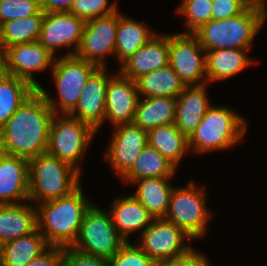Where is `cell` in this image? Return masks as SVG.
Wrapping results in <instances>:
<instances>
[{
    "label": "cell",
    "mask_w": 267,
    "mask_h": 266,
    "mask_svg": "<svg viewBox=\"0 0 267 266\" xmlns=\"http://www.w3.org/2000/svg\"><path fill=\"white\" fill-rule=\"evenodd\" d=\"M247 125L244 117L232 108L211 105L188 138V147L195 154L226 150L243 140Z\"/></svg>",
    "instance_id": "cell-4"
},
{
    "label": "cell",
    "mask_w": 267,
    "mask_h": 266,
    "mask_svg": "<svg viewBox=\"0 0 267 266\" xmlns=\"http://www.w3.org/2000/svg\"><path fill=\"white\" fill-rule=\"evenodd\" d=\"M112 135L104 159L109 161L113 171L122 178L148 144L147 131L133 123L121 124L115 126Z\"/></svg>",
    "instance_id": "cell-15"
},
{
    "label": "cell",
    "mask_w": 267,
    "mask_h": 266,
    "mask_svg": "<svg viewBox=\"0 0 267 266\" xmlns=\"http://www.w3.org/2000/svg\"><path fill=\"white\" fill-rule=\"evenodd\" d=\"M54 112L36 90L0 128L2 153L32 159L46 153Z\"/></svg>",
    "instance_id": "cell-1"
},
{
    "label": "cell",
    "mask_w": 267,
    "mask_h": 266,
    "mask_svg": "<svg viewBox=\"0 0 267 266\" xmlns=\"http://www.w3.org/2000/svg\"><path fill=\"white\" fill-rule=\"evenodd\" d=\"M139 98L173 97L176 98L184 89L179 75L167 65L146 73L135 80Z\"/></svg>",
    "instance_id": "cell-28"
},
{
    "label": "cell",
    "mask_w": 267,
    "mask_h": 266,
    "mask_svg": "<svg viewBox=\"0 0 267 266\" xmlns=\"http://www.w3.org/2000/svg\"><path fill=\"white\" fill-rule=\"evenodd\" d=\"M41 8L46 12H68L76 0H40Z\"/></svg>",
    "instance_id": "cell-41"
},
{
    "label": "cell",
    "mask_w": 267,
    "mask_h": 266,
    "mask_svg": "<svg viewBox=\"0 0 267 266\" xmlns=\"http://www.w3.org/2000/svg\"><path fill=\"white\" fill-rule=\"evenodd\" d=\"M36 91L28 82L8 75L0 84V128Z\"/></svg>",
    "instance_id": "cell-32"
},
{
    "label": "cell",
    "mask_w": 267,
    "mask_h": 266,
    "mask_svg": "<svg viewBox=\"0 0 267 266\" xmlns=\"http://www.w3.org/2000/svg\"><path fill=\"white\" fill-rule=\"evenodd\" d=\"M48 247L47 241L36 229L0 246V266H26Z\"/></svg>",
    "instance_id": "cell-25"
},
{
    "label": "cell",
    "mask_w": 267,
    "mask_h": 266,
    "mask_svg": "<svg viewBox=\"0 0 267 266\" xmlns=\"http://www.w3.org/2000/svg\"><path fill=\"white\" fill-rule=\"evenodd\" d=\"M176 167L155 148L146 145L134 161L132 168L121 178L125 183H132L144 177L171 178L176 174Z\"/></svg>",
    "instance_id": "cell-29"
},
{
    "label": "cell",
    "mask_w": 267,
    "mask_h": 266,
    "mask_svg": "<svg viewBox=\"0 0 267 266\" xmlns=\"http://www.w3.org/2000/svg\"><path fill=\"white\" fill-rule=\"evenodd\" d=\"M208 261L204 254L192 249L179 257L157 261L155 266H210Z\"/></svg>",
    "instance_id": "cell-39"
},
{
    "label": "cell",
    "mask_w": 267,
    "mask_h": 266,
    "mask_svg": "<svg viewBox=\"0 0 267 266\" xmlns=\"http://www.w3.org/2000/svg\"><path fill=\"white\" fill-rule=\"evenodd\" d=\"M118 25V11L107 16L97 17L85 22L83 35L75 56L97 65L106 67V55L115 51Z\"/></svg>",
    "instance_id": "cell-12"
},
{
    "label": "cell",
    "mask_w": 267,
    "mask_h": 266,
    "mask_svg": "<svg viewBox=\"0 0 267 266\" xmlns=\"http://www.w3.org/2000/svg\"><path fill=\"white\" fill-rule=\"evenodd\" d=\"M81 185L70 194L36 204L37 230L49 246L71 247L85 214L93 205Z\"/></svg>",
    "instance_id": "cell-2"
},
{
    "label": "cell",
    "mask_w": 267,
    "mask_h": 266,
    "mask_svg": "<svg viewBox=\"0 0 267 266\" xmlns=\"http://www.w3.org/2000/svg\"><path fill=\"white\" fill-rule=\"evenodd\" d=\"M206 195L205 186L199 189L193 180L186 187L174 186L164 219L183 229L193 239L201 238L213 216L206 206Z\"/></svg>",
    "instance_id": "cell-8"
},
{
    "label": "cell",
    "mask_w": 267,
    "mask_h": 266,
    "mask_svg": "<svg viewBox=\"0 0 267 266\" xmlns=\"http://www.w3.org/2000/svg\"><path fill=\"white\" fill-rule=\"evenodd\" d=\"M169 65L185 86L207 84L206 51L193 33L169 34Z\"/></svg>",
    "instance_id": "cell-10"
},
{
    "label": "cell",
    "mask_w": 267,
    "mask_h": 266,
    "mask_svg": "<svg viewBox=\"0 0 267 266\" xmlns=\"http://www.w3.org/2000/svg\"><path fill=\"white\" fill-rule=\"evenodd\" d=\"M108 213L93 204L85 214L77 238L71 247L106 260L113 257L127 241L117 231L111 214Z\"/></svg>",
    "instance_id": "cell-9"
},
{
    "label": "cell",
    "mask_w": 267,
    "mask_h": 266,
    "mask_svg": "<svg viewBox=\"0 0 267 266\" xmlns=\"http://www.w3.org/2000/svg\"><path fill=\"white\" fill-rule=\"evenodd\" d=\"M169 65V35H155L120 67V72L132 80Z\"/></svg>",
    "instance_id": "cell-19"
},
{
    "label": "cell",
    "mask_w": 267,
    "mask_h": 266,
    "mask_svg": "<svg viewBox=\"0 0 267 266\" xmlns=\"http://www.w3.org/2000/svg\"><path fill=\"white\" fill-rule=\"evenodd\" d=\"M34 206V207H33ZM37 229L35 205L26 202L0 205V246Z\"/></svg>",
    "instance_id": "cell-21"
},
{
    "label": "cell",
    "mask_w": 267,
    "mask_h": 266,
    "mask_svg": "<svg viewBox=\"0 0 267 266\" xmlns=\"http://www.w3.org/2000/svg\"><path fill=\"white\" fill-rule=\"evenodd\" d=\"M108 266H155L156 262L146 255L136 244L127 242L113 257Z\"/></svg>",
    "instance_id": "cell-36"
},
{
    "label": "cell",
    "mask_w": 267,
    "mask_h": 266,
    "mask_svg": "<svg viewBox=\"0 0 267 266\" xmlns=\"http://www.w3.org/2000/svg\"><path fill=\"white\" fill-rule=\"evenodd\" d=\"M36 14H44L40 0H0V25Z\"/></svg>",
    "instance_id": "cell-34"
},
{
    "label": "cell",
    "mask_w": 267,
    "mask_h": 266,
    "mask_svg": "<svg viewBox=\"0 0 267 266\" xmlns=\"http://www.w3.org/2000/svg\"><path fill=\"white\" fill-rule=\"evenodd\" d=\"M147 139L148 145L155 148L176 167L189 149L188 138L177 129L174 123L157 126L147 131Z\"/></svg>",
    "instance_id": "cell-30"
},
{
    "label": "cell",
    "mask_w": 267,
    "mask_h": 266,
    "mask_svg": "<svg viewBox=\"0 0 267 266\" xmlns=\"http://www.w3.org/2000/svg\"><path fill=\"white\" fill-rule=\"evenodd\" d=\"M263 24L262 5L251 3L239 15L222 20L211 19L193 34L205 51L249 49Z\"/></svg>",
    "instance_id": "cell-3"
},
{
    "label": "cell",
    "mask_w": 267,
    "mask_h": 266,
    "mask_svg": "<svg viewBox=\"0 0 267 266\" xmlns=\"http://www.w3.org/2000/svg\"><path fill=\"white\" fill-rule=\"evenodd\" d=\"M140 234L137 241L140 243L136 245L155 262L179 257L193 249L184 242L193 238L164 218L154 219Z\"/></svg>",
    "instance_id": "cell-11"
},
{
    "label": "cell",
    "mask_w": 267,
    "mask_h": 266,
    "mask_svg": "<svg viewBox=\"0 0 267 266\" xmlns=\"http://www.w3.org/2000/svg\"><path fill=\"white\" fill-rule=\"evenodd\" d=\"M0 56L3 58L10 76L28 82L36 90L41 88L32 73L53 66L55 57L39 41L18 44L6 48Z\"/></svg>",
    "instance_id": "cell-13"
},
{
    "label": "cell",
    "mask_w": 267,
    "mask_h": 266,
    "mask_svg": "<svg viewBox=\"0 0 267 266\" xmlns=\"http://www.w3.org/2000/svg\"><path fill=\"white\" fill-rule=\"evenodd\" d=\"M176 98H139L133 124L149 131L154 127L175 123Z\"/></svg>",
    "instance_id": "cell-23"
},
{
    "label": "cell",
    "mask_w": 267,
    "mask_h": 266,
    "mask_svg": "<svg viewBox=\"0 0 267 266\" xmlns=\"http://www.w3.org/2000/svg\"><path fill=\"white\" fill-rule=\"evenodd\" d=\"M156 34L145 24L118 12V25L114 55L120 65Z\"/></svg>",
    "instance_id": "cell-27"
},
{
    "label": "cell",
    "mask_w": 267,
    "mask_h": 266,
    "mask_svg": "<svg viewBox=\"0 0 267 266\" xmlns=\"http://www.w3.org/2000/svg\"><path fill=\"white\" fill-rule=\"evenodd\" d=\"M139 94L136 82L120 71L111 75L106 88V111L104 122L113 126L131 124L134 119Z\"/></svg>",
    "instance_id": "cell-16"
},
{
    "label": "cell",
    "mask_w": 267,
    "mask_h": 266,
    "mask_svg": "<svg viewBox=\"0 0 267 266\" xmlns=\"http://www.w3.org/2000/svg\"><path fill=\"white\" fill-rule=\"evenodd\" d=\"M81 173L48 153L29 159V203L66 196L80 184Z\"/></svg>",
    "instance_id": "cell-5"
},
{
    "label": "cell",
    "mask_w": 267,
    "mask_h": 266,
    "mask_svg": "<svg viewBox=\"0 0 267 266\" xmlns=\"http://www.w3.org/2000/svg\"><path fill=\"white\" fill-rule=\"evenodd\" d=\"M106 67L98 68L87 80L75 108L68 114L86 122L98 131L104 123L106 111V88L109 74Z\"/></svg>",
    "instance_id": "cell-17"
},
{
    "label": "cell",
    "mask_w": 267,
    "mask_h": 266,
    "mask_svg": "<svg viewBox=\"0 0 267 266\" xmlns=\"http://www.w3.org/2000/svg\"><path fill=\"white\" fill-rule=\"evenodd\" d=\"M206 84L185 86L176 97L175 126L187 138L201 123L205 113L211 106L207 99Z\"/></svg>",
    "instance_id": "cell-20"
},
{
    "label": "cell",
    "mask_w": 267,
    "mask_h": 266,
    "mask_svg": "<svg viewBox=\"0 0 267 266\" xmlns=\"http://www.w3.org/2000/svg\"><path fill=\"white\" fill-rule=\"evenodd\" d=\"M85 20L68 12H46L43 16L39 42L53 55L57 49L71 47L65 56L75 55L79 48Z\"/></svg>",
    "instance_id": "cell-14"
},
{
    "label": "cell",
    "mask_w": 267,
    "mask_h": 266,
    "mask_svg": "<svg viewBox=\"0 0 267 266\" xmlns=\"http://www.w3.org/2000/svg\"><path fill=\"white\" fill-rule=\"evenodd\" d=\"M249 49H219L206 51L207 83L230 78L251 64Z\"/></svg>",
    "instance_id": "cell-26"
},
{
    "label": "cell",
    "mask_w": 267,
    "mask_h": 266,
    "mask_svg": "<svg viewBox=\"0 0 267 266\" xmlns=\"http://www.w3.org/2000/svg\"><path fill=\"white\" fill-rule=\"evenodd\" d=\"M250 4L249 0H213L212 19L222 20L237 16Z\"/></svg>",
    "instance_id": "cell-37"
},
{
    "label": "cell",
    "mask_w": 267,
    "mask_h": 266,
    "mask_svg": "<svg viewBox=\"0 0 267 266\" xmlns=\"http://www.w3.org/2000/svg\"><path fill=\"white\" fill-rule=\"evenodd\" d=\"M110 214L117 231L127 242L129 234L139 230L142 233L154 220L133 195L115 199Z\"/></svg>",
    "instance_id": "cell-22"
},
{
    "label": "cell",
    "mask_w": 267,
    "mask_h": 266,
    "mask_svg": "<svg viewBox=\"0 0 267 266\" xmlns=\"http://www.w3.org/2000/svg\"><path fill=\"white\" fill-rule=\"evenodd\" d=\"M64 247L49 246L26 266H63Z\"/></svg>",
    "instance_id": "cell-40"
},
{
    "label": "cell",
    "mask_w": 267,
    "mask_h": 266,
    "mask_svg": "<svg viewBox=\"0 0 267 266\" xmlns=\"http://www.w3.org/2000/svg\"><path fill=\"white\" fill-rule=\"evenodd\" d=\"M28 200V201H27ZM29 202V160L0 154V205Z\"/></svg>",
    "instance_id": "cell-18"
},
{
    "label": "cell",
    "mask_w": 267,
    "mask_h": 266,
    "mask_svg": "<svg viewBox=\"0 0 267 266\" xmlns=\"http://www.w3.org/2000/svg\"><path fill=\"white\" fill-rule=\"evenodd\" d=\"M8 71L6 69L5 62L3 58L0 56V84L5 80V78L8 76Z\"/></svg>",
    "instance_id": "cell-42"
},
{
    "label": "cell",
    "mask_w": 267,
    "mask_h": 266,
    "mask_svg": "<svg viewBox=\"0 0 267 266\" xmlns=\"http://www.w3.org/2000/svg\"><path fill=\"white\" fill-rule=\"evenodd\" d=\"M96 133L97 131L86 122L67 114H55L49 128L46 153L57 157L81 173L78 162L83 159Z\"/></svg>",
    "instance_id": "cell-7"
},
{
    "label": "cell",
    "mask_w": 267,
    "mask_h": 266,
    "mask_svg": "<svg viewBox=\"0 0 267 266\" xmlns=\"http://www.w3.org/2000/svg\"><path fill=\"white\" fill-rule=\"evenodd\" d=\"M251 3H254V4H259V5H262L263 7V10H264V23L266 22L267 20V7H266V4H267V0H249Z\"/></svg>",
    "instance_id": "cell-43"
},
{
    "label": "cell",
    "mask_w": 267,
    "mask_h": 266,
    "mask_svg": "<svg viewBox=\"0 0 267 266\" xmlns=\"http://www.w3.org/2000/svg\"><path fill=\"white\" fill-rule=\"evenodd\" d=\"M171 178L144 177L135 180L138 183L134 197L154 217L164 218L169 207V199L172 189L169 183Z\"/></svg>",
    "instance_id": "cell-24"
},
{
    "label": "cell",
    "mask_w": 267,
    "mask_h": 266,
    "mask_svg": "<svg viewBox=\"0 0 267 266\" xmlns=\"http://www.w3.org/2000/svg\"><path fill=\"white\" fill-rule=\"evenodd\" d=\"M108 2V0H76L69 12L87 21L119 11L115 1L110 5Z\"/></svg>",
    "instance_id": "cell-35"
},
{
    "label": "cell",
    "mask_w": 267,
    "mask_h": 266,
    "mask_svg": "<svg viewBox=\"0 0 267 266\" xmlns=\"http://www.w3.org/2000/svg\"><path fill=\"white\" fill-rule=\"evenodd\" d=\"M213 0H183L177 11L182 16H186L188 31L194 33L204 24L212 19Z\"/></svg>",
    "instance_id": "cell-33"
},
{
    "label": "cell",
    "mask_w": 267,
    "mask_h": 266,
    "mask_svg": "<svg viewBox=\"0 0 267 266\" xmlns=\"http://www.w3.org/2000/svg\"><path fill=\"white\" fill-rule=\"evenodd\" d=\"M63 266H108L106 259L64 247Z\"/></svg>",
    "instance_id": "cell-38"
},
{
    "label": "cell",
    "mask_w": 267,
    "mask_h": 266,
    "mask_svg": "<svg viewBox=\"0 0 267 266\" xmlns=\"http://www.w3.org/2000/svg\"><path fill=\"white\" fill-rule=\"evenodd\" d=\"M98 68L75 55H63L55 59L51 72L57 87L58 100L52 98L43 87L39 89L54 114L61 112L68 115L75 108L87 80Z\"/></svg>",
    "instance_id": "cell-6"
},
{
    "label": "cell",
    "mask_w": 267,
    "mask_h": 266,
    "mask_svg": "<svg viewBox=\"0 0 267 266\" xmlns=\"http://www.w3.org/2000/svg\"><path fill=\"white\" fill-rule=\"evenodd\" d=\"M44 14L11 20L0 25V54L8 47L40 38Z\"/></svg>",
    "instance_id": "cell-31"
}]
</instances>
